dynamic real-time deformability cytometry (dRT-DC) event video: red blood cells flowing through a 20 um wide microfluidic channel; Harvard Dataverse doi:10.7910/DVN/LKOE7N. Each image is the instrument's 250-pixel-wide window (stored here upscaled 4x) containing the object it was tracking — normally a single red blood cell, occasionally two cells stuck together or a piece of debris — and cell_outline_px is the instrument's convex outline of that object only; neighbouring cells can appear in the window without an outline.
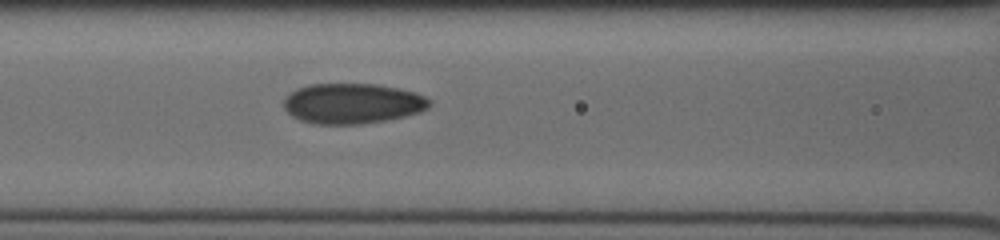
{"species": "human", "species_latin": "Homo sapiens", "temperature_condition": "cold", "stored_images_in_passage": 16, "camera_frame_rate_fps": 3000, "um_per_image_px": 0.085, "donor": {"sex": "male"}, "frame": {"image": 1, "passage_image": 16, "time_ms": 6.667, "image_size_px": [1000, 240], "cell_outline_px": [[432, 104], [428, 108], [420, 112], [404, 116], [384, 120], [360, 124], [312, 124], [300, 120], [292, 116], [284, 108], [284, 100], [296, 88], [308, 84], [376, 84], [396, 88], [412, 92], [424, 96], [432, 100]], "centroid_in_image_um": [29.95, 8.8], "position_along_channel_um": 136.7, "area_um2": 34.16}}